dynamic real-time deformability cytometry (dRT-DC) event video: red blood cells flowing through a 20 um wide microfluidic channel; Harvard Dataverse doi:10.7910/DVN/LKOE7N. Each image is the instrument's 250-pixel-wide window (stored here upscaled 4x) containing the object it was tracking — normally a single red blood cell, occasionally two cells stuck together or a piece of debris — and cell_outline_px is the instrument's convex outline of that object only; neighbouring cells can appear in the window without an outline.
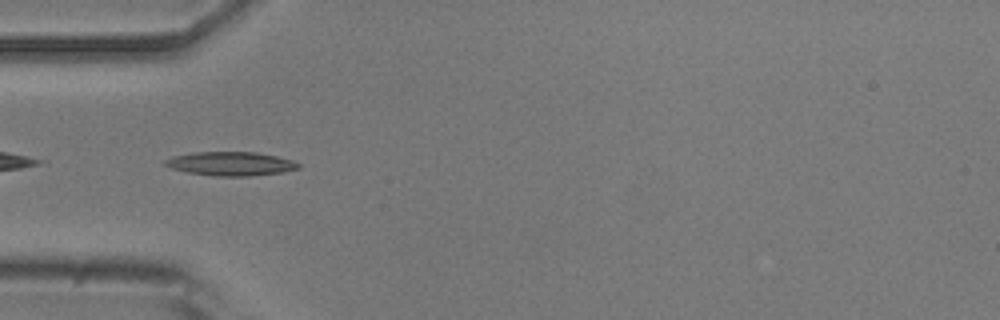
{"species": "common noctule bat (a hibernating species)", "species_latin": "Nyctalus noctula", "temperature_condition": "room temperature", "stored_images_in_passage": 3, "camera_frame_rate_fps": 3000, "um_per_image_px": 0.085, "animal": {"sex": "male", "body_mass_g": 20.5, "forearm_length_mm": 52.5}, "frame": {"image": 1, "passage_image": 1, "time_ms": 0.0, "image_size_px": [1000, 320], "cell_outline_px": [[300, 168], [280, 172], [248, 176], [212, 176], [188, 172], [172, 168], [164, 164], [164, 160], [172, 156], [192, 152], [256, 152], [276, 156], [292, 160], [300, 164]], "centroid_in_image_um": [19.59, 13.91], "position_along_channel_um": 65.4, "area_um2": 18.44}}